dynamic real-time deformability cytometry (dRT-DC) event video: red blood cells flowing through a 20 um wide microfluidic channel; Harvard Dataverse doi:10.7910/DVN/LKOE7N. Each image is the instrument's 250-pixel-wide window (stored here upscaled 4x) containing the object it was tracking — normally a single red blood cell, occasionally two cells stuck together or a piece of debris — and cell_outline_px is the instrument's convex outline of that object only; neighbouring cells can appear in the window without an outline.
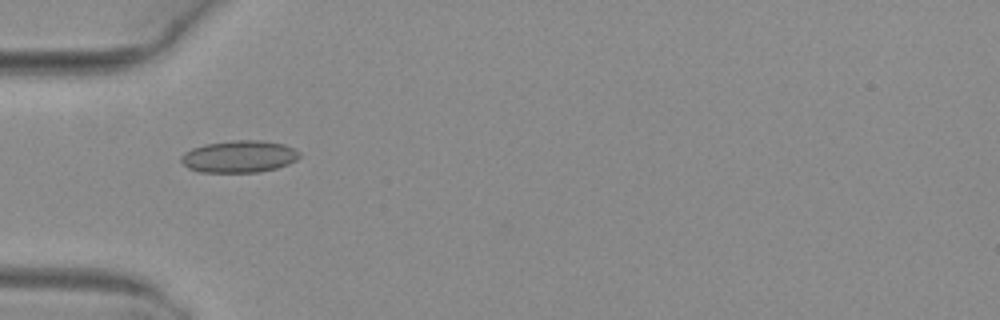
{"species": "common noctule bat (a hibernating species)", "species_latin": "Nyctalus noctula", "temperature_condition": "warm", "stored_images_in_passage": 7, "camera_frame_rate_fps": 3000, "um_per_image_px": 0.085, "animal": {"sex": "female", "body_mass_g": 29.2, "forearm_length_mm": 56.3}, "frame": {"image": 1, "passage_image": 4, "time_ms": 1.0, "image_size_px": [1000, 320], "cell_outline_px": [[300, 156], [296, 160], [288, 164], [276, 168], [260, 172], [196, 172], [188, 168], [180, 160], [180, 156], [184, 152], [192, 148], [204, 144], [232, 140], [260, 140], [284, 144], [300, 152]], "centroid_in_image_um": [20.3, 13.3], "position_along_channel_um": 64.7, "area_um2": 22.25}}
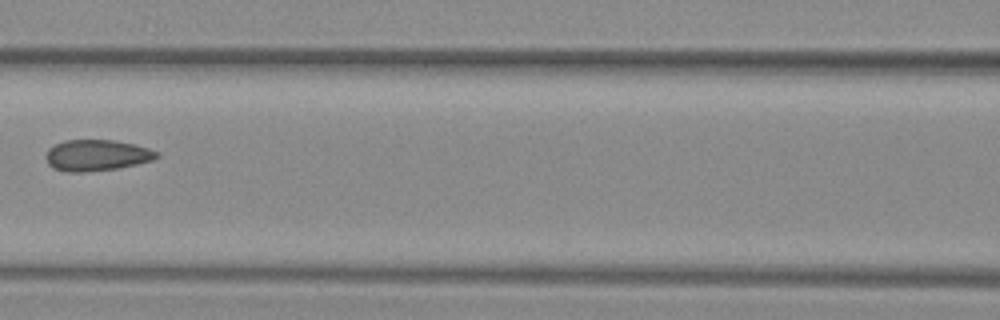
{"frame": {"image": 2, "passage_image": 6, "time_ms": 1.667, "image_size_px": [1000, 320], "cell_outline_px": [[160, 156], [152, 160], [136, 164], [116, 168], [84, 172], [68, 172], [52, 168], [48, 164], [44, 156], [48, 148], [64, 140], [112, 140], [136, 144], [160, 152]], "centroid_in_image_um": [8.2, 13.19], "position_along_channel_um": 158.4, "area_um2": 20.23}}
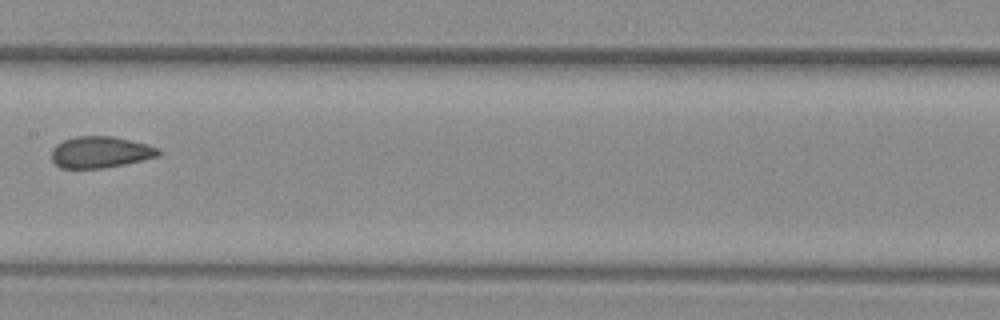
{"frame": {"image": 3, "passage_image": 7, "time_ms": 2.0, "image_size_px": [1000, 320], "cell_outline_px": [[160, 152], [156, 156], [124, 164], [104, 168], [60, 168], [52, 160], [52, 148], [56, 144], [64, 140], [76, 136], [112, 136], [148, 144], [160, 148]], "centroid_in_image_um": [8.51, 12.92], "position_along_channel_um": 198.9, "area_um2": 19.48}}